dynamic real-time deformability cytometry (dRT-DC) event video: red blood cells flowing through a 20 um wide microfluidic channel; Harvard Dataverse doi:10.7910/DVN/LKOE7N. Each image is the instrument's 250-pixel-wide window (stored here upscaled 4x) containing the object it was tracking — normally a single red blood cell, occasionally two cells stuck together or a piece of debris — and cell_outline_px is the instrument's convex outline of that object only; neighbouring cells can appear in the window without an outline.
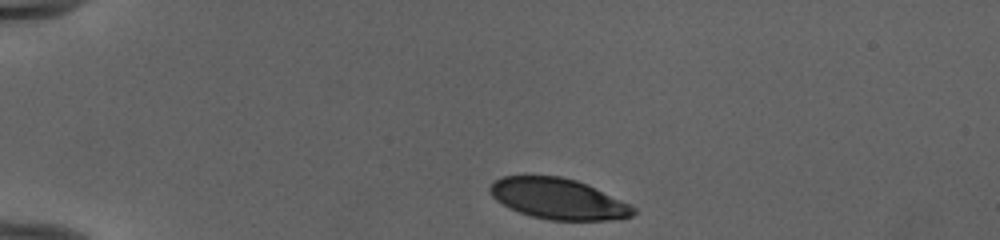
{"species": "human", "species_latin": "Homo sapiens", "temperature_condition": "cold", "stored_images_in_passage": 36, "camera_frame_rate_fps": 3000, "um_per_image_px": 0.085, "donor": {"sex": "female"}, "frame": {"image": 1, "passage_image": 1, "time_ms": 0.0, "image_size_px": [1000, 240], "cell_outline_px": [[636, 212], [632, 216], [620, 220], [548, 220], [532, 216], [508, 208], [496, 200], [488, 192], [488, 188], [496, 180], [504, 176], [560, 176], [576, 180], [588, 184], [636, 208]], "centroid_in_image_um": [47.45, 16.91], "position_along_channel_um": 37.6, "area_um2": 34.04}}
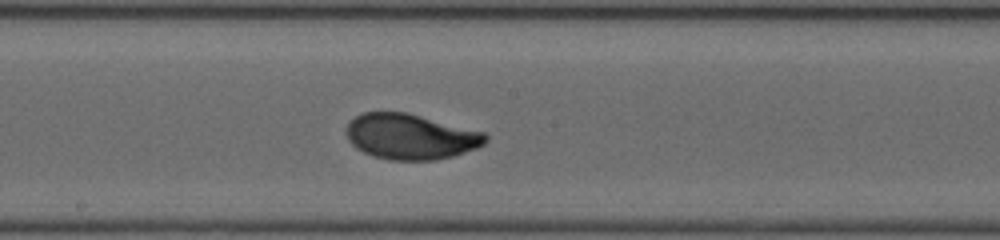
{"frame": {"image": 2, "passage_image": 19, "time_ms": 6.0, "image_size_px": [1000, 240], "cell_outline_px": [[488, 140], [484, 144], [476, 148], [452, 156], [436, 160], [388, 160], [364, 152], [356, 148], [348, 140], [348, 124], [356, 116], [364, 112], [404, 112], [484, 132], [488, 136]], "centroid_in_image_um": [34.91, 11.62], "position_along_channel_um": 213.3, "area_um2": 36.41}}
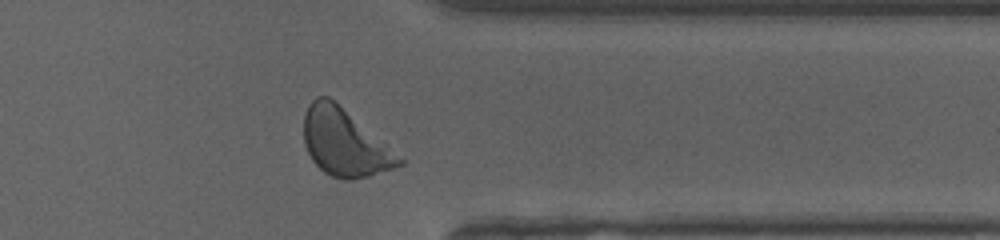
{"frame": {"image": 3, "passage_image": 32, "time_ms": 10.333, "image_size_px": [1000, 240], "cell_outline_px": [[404, 164], [368, 176], [352, 180], [344, 180], [332, 176], [324, 172], [312, 160], [304, 144], [304, 116], [308, 104], [316, 96], [328, 96], [404, 160]], "centroid_in_image_um": [29.23, 12.14], "position_along_channel_um": 382.2, "area_um2": 36.3}, "authors_computed_cell_mechanics": {"area_um2": 36.414, "velocity_mm_per_s": 3.9495, "shape_relaxation_time_tau1_ms": 2.3155, "shape_relaxation_time_tau2_ms": null, "deformation_change_tau1": 0.1591, "deformation_change_tau2": null}}